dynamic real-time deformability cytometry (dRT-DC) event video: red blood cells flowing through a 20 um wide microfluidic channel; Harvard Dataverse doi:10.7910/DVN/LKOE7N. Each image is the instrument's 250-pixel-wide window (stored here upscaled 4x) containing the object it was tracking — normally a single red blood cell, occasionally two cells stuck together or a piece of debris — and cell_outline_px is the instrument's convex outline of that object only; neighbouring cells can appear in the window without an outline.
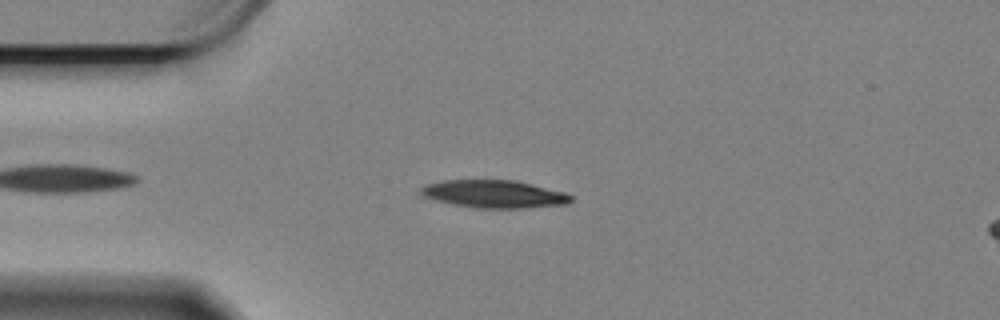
{"species": "Egyptian fruit bat (a non-hibernating species)", "species_latin": "Rousettus aegyptiacus", "temperature_condition": "cold", "stored_images_in_passage": 46, "camera_frame_rate_fps": 3000, "um_per_image_px": 0.085, "animal": {"sex": "female"}, "frame": {"image": 1, "passage_image": 6, "time_ms": 1.667, "image_size_px": [1000, 320], "cell_outline_px": [[572, 200], [568, 204], [524, 208], [476, 208], [436, 200], [424, 196], [420, 192], [420, 188], [424, 184], [440, 180], [516, 180], [564, 192], [572, 196]], "centroid_in_image_um": [42.0, 16.48], "position_along_channel_um": 43.0, "area_um2": 24.22}}
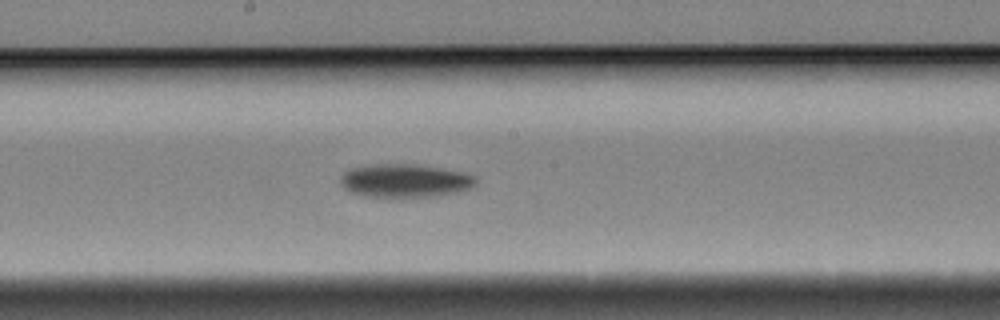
{"frame": {"image": 2, "passage_image": 23, "time_ms": 7.333, "image_size_px": [1000, 320], "cell_outline_px": [[476, 184], [472, 188], [456, 192], [436, 196], [364, 196], [348, 192], [340, 184], [340, 176], [348, 168], [376, 164], [412, 164], [440, 168], [464, 172], [476, 176]], "centroid_in_image_um": [34.4, 15.35], "position_along_channel_um": 213.8, "area_um2": 26.3}}
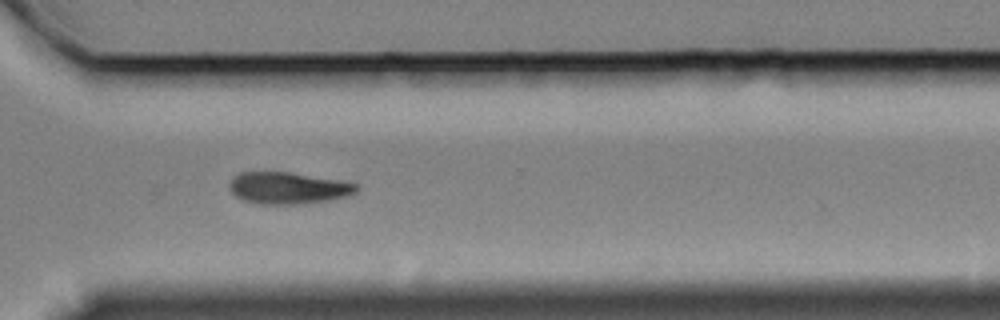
{"frame": {"image": 3, "passage_image": 35, "time_ms": 11.333, "image_size_px": [1000, 320], "cell_outline_px": [[360, 188], [356, 192], [344, 196], [328, 200], [296, 204], [256, 204], [244, 200], [236, 196], [228, 188], [228, 184], [232, 176], [240, 172], [288, 172], [336, 180], [356, 184]], "centroid_in_image_um": [24.4, 15.98], "position_along_channel_um": 346.2, "area_um2": 23.29}, "authors_computed_cell_mechanics": {"area_um2": 24.9118, "velocity_mm_per_s": 3.3077, "shape_relaxation_time_tau1_ms": 2.6637, "shape_relaxation_time_tau2_ms": null, "deformation_change_tau1": 0.0982, "deformation_change_tau2": null}}